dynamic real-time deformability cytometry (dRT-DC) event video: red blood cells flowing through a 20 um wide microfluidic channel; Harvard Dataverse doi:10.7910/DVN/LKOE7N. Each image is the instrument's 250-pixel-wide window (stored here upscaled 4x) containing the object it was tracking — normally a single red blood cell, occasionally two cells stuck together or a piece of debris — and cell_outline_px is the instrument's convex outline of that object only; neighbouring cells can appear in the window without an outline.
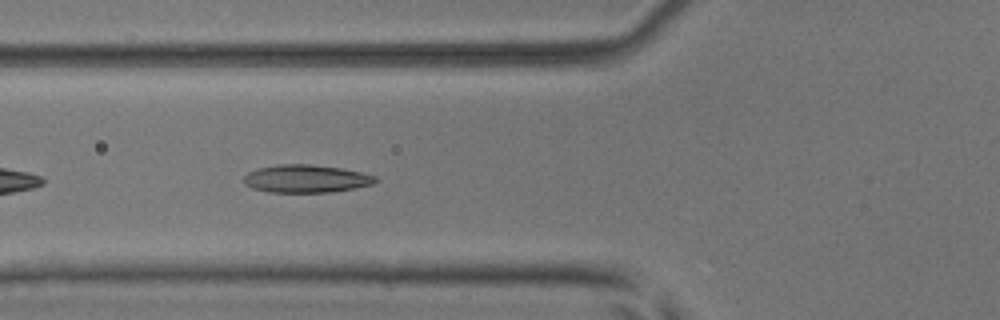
{"species": "common noctule bat (a hibernating species)", "species_latin": "Nyctalus noctula", "temperature_condition": "room temperature", "stored_images_in_passage": 37, "camera_frame_rate_fps": 3000, "um_per_image_px": 0.085, "animal": {"sex": "male", "body_mass_g": 17.9, "forearm_length_mm": 54.2}, "frame": {"image": 1, "passage_image": 5, "time_ms": 1.333, "image_size_px": [1000, 320], "cell_outline_px": [[380, 180], [372, 184], [356, 188], [332, 192], [268, 192], [252, 188], [244, 184], [244, 176], [248, 172], [256, 168], [276, 164], [312, 164], [340, 168], [360, 172], [376, 176]], "centroid_in_image_um": [26.01, 15.18], "position_along_channel_um": 99.8, "area_um2": 21.56}}
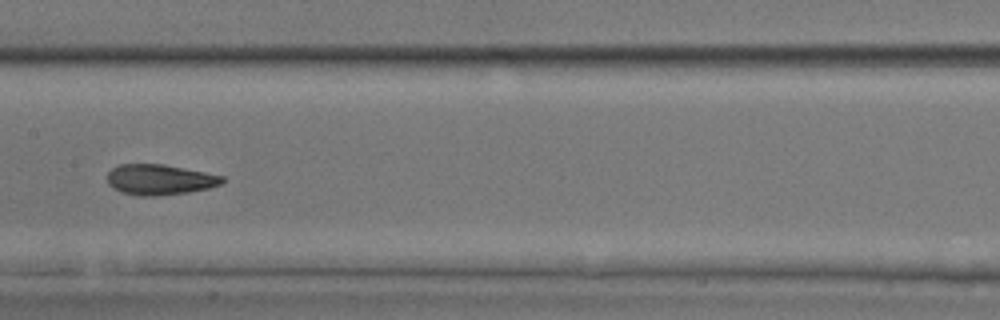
{"frame": {"image": 2, "passage_image": 12, "time_ms": 3.667, "image_size_px": [1000, 320], "cell_outline_px": [[224, 180], [220, 184], [208, 188], [188, 192], [156, 196], [136, 196], [120, 192], [112, 188], [108, 184], [108, 172], [112, 168], [120, 164], [164, 164], [224, 176]], "centroid_in_image_um": [13.53, 15.27], "position_along_channel_um": 193.9, "area_um2": 20.46}}
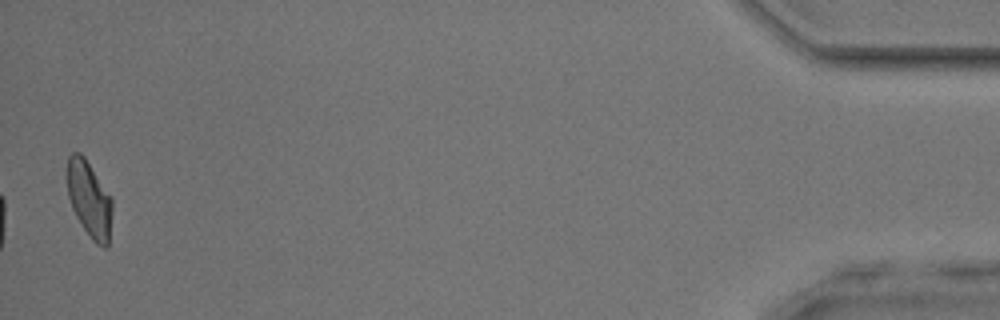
{"frame": {"image": 3, "passage_image": 36, "time_ms": 11.667, "image_size_px": [1000, 320], "cell_outline_px": [[112, 212], [108, 248], [104, 248], [96, 244], [92, 240], [76, 216], [72, 208], [68, 196], [64, 168], [68, 156], [72, 152], [80, 152], [84, 156], [112, 200]], "centroid_in_image_um": [7.54, 16.9], "position_along_channel_um": 427.7, "area_um2": 20.23}, "authors_computed_cell_mechanics": {"area_um2": 20.4612, "velocity_mm_per_s": 4.0372, "shape_relaxation_time_tau1_ms": 5.4357, "shape_relaxation_time_tau2_ms": 1.7756, "deformation_change_tau1": 0.1634, "deformation_change_tau2": 0.0719}}